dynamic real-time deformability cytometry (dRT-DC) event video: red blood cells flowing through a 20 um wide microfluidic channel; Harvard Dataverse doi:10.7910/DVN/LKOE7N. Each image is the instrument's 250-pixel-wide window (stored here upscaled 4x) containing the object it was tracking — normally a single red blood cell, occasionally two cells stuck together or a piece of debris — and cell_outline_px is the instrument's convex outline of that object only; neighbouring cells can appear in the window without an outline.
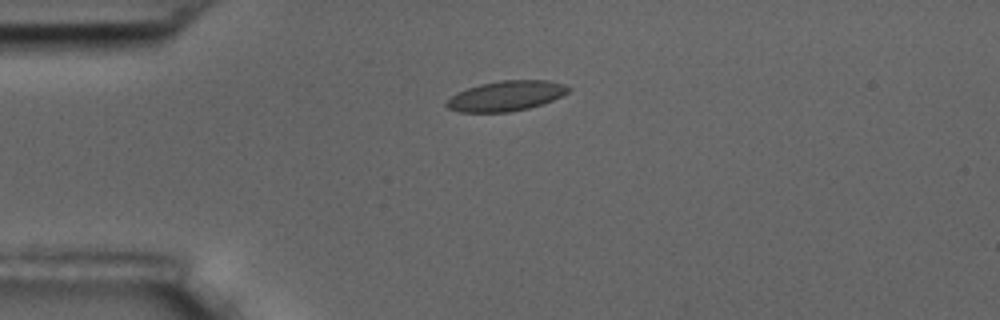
{"species": "common noctule bat (a hibernating species)", "species_latin": "Nyctalus noctula", "temperature_condition": "room temperature", "stored_images_in_passage": 11, "camera_frame_rate_fps": 3000, "um_per_image_px": 0.085, "animal": {"sex": "male", "body_mass_g": 17.5, "forearm_length_mm": 52.3}, "frame": {"image": 1, "passage_image": 4, "time_ms": 4.333, "image_size_px": [1000, 320], "cell_outline_px": [[572, 88], [568, 92], [552, 100], [528, 108], [508, 112], [460, 112], [448, 108], [444, 104], [456, 92], [480, 84], [500, 80], [548, 80], [564, 84]], "centroid_in_image_um": [43.0, 8.14], "position_along_channel_um": 42.0, "area_um2": 21.27}}
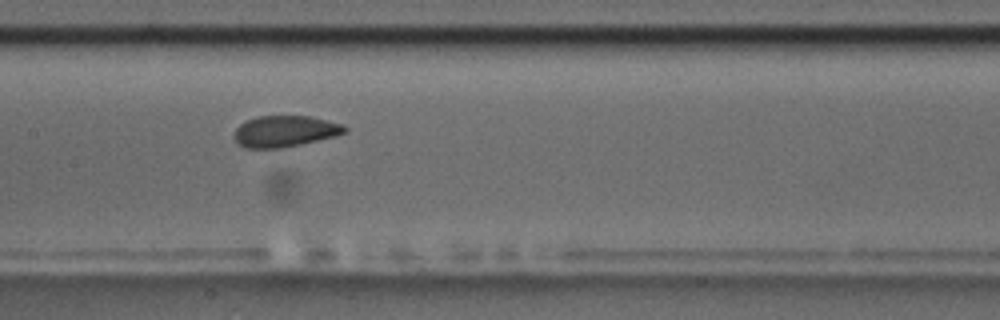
{"frame": {"image": 2, "passage_image": 8, "time_ms": 9.0, "image_size_px": [1000, 320], "cell_outline_px": [[348, 132], [336, 136], [300, 144], [280, 148], [244, 148], [236, 140], [236, 128], [240, 124], [256, 116], [308, 116], [344, 124], [348, 128]], "centroid_in_image_um": [24.27, 11.15], "position_along_channel_um": 183.1, "area_um2": 20.0}}
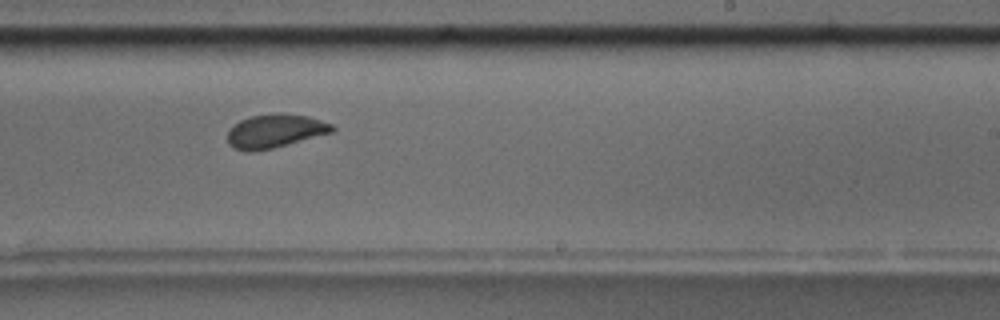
{"frame": {"image": 3, "passage_image": 10, "time_ms": 11.333, "image_size_px": [1000, 320], "cell_outline_px": [[336, 128], [332, 132], [272, 148], [252, 152], [248, 152], [232, 148], [228, 144], [228, 128], [240, 120], [252, 116], [276, 112], [284, 112], [308, 116], [332, 124]], "centroid_in_image_um": [23.34, 11.12], "position_along_channel_um": 265.7, "area_um2": 20.63}}